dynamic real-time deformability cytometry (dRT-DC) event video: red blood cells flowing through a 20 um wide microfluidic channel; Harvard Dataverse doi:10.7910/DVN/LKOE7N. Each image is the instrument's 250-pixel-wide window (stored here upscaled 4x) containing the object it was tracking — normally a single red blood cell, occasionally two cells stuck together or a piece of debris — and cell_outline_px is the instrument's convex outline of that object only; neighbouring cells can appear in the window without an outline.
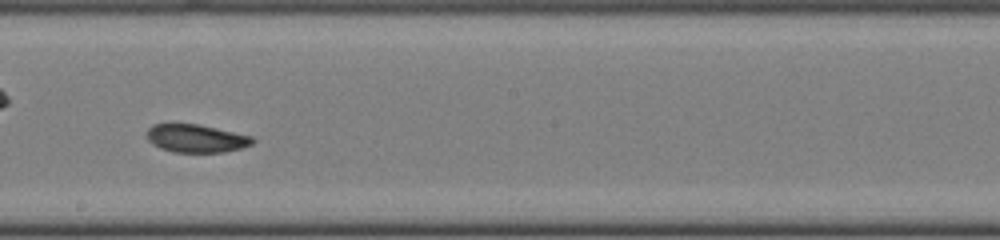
{"species": "common noctule bat (a hibernating species)", "species_latin": "Nyctalus noctula", "temperature_condition": "cold", "stored_images_in_passage": 38, "camera_frame_rate_fps": 3000, "um_per_image_px": 0.085, "animal": {"sex": "female", "body_mass_g": 22.0, "forearm_length_mm": 56.7}, "frame": {"image": 1, "passage_image": 17, "time_ms": 5.333, "image_size_px": [1000, 240], "cell_outline_px": [[256, 140], [252, 144], [240, 148], [224, 152], [172, 152], [160, 148], [152, 144], [144, 136], [148, 128], [152, 124], [196, 124], [216, 128], [252, 136]], "centroid_in_image_um": [16.63, 11.76], "position_along_channel_um": 231.6, "area_um2": 17.34}}
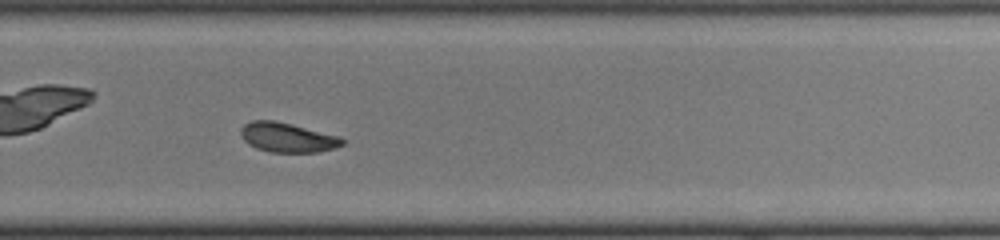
{"frame": {"image": 2, "passage_image": 22, "time_ms": 7.0, "image_size_px": [1000, 240], "cell_outline_px": [[344, 144], [336, 148], [320, 152], [272, 152], [256, 148], [248, 144], [244, 140], [240, 132], [240, 128], [244, 124], [252, 120], [276, 120], [340, 136], [344, 140]], "centroid_in_image_um": [24.44, 11.68], "position_along_channel_um": 305.4, "area_um2": 17.63}}